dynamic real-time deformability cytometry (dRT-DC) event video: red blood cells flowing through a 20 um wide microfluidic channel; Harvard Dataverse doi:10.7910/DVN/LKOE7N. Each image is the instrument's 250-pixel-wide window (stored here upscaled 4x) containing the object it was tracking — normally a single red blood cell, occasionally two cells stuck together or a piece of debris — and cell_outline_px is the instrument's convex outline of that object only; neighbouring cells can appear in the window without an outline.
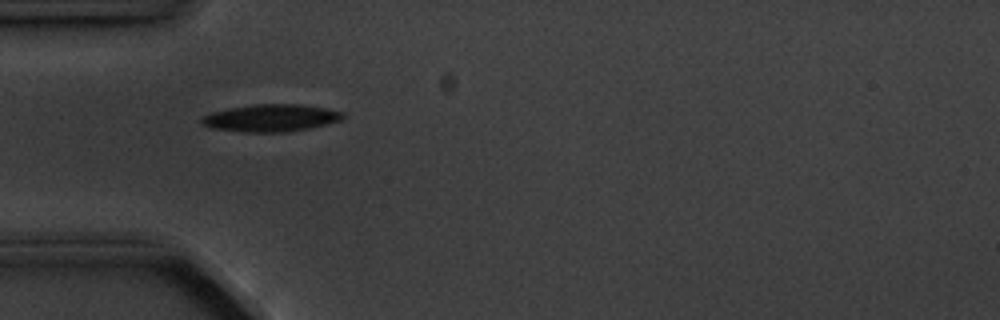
{"species": "common noctule bat (a hibernating species)", "species_latin": "Nyctalus noctula", "temperature_condition": "cold", "stored_images_in_passage": 2, "camera_frame_rate_fps": 3000, "um_per_image_px": 0.085, "animal": {"sex": "male", "body_mass_g": 20.1, "forearm_length_mm": 53.5}, "frame": {"image": 1, "passage_image": 1, "time_ms": 0.0, "image_size_px": [1000, 320], "cell_outline_px": [[344, 116], [340, 120], [308, 128], [288, 132], [244, 132], [212, 128], [200, 124], [200, 116], [212, 112], [228, 108], [252, 104], [300, 104], [324, 108], [344, 112]], "centroid_in_image_um": [22.95, 10.02], "position_along_channel_um": 62.0, "area_um2": 22.48}}